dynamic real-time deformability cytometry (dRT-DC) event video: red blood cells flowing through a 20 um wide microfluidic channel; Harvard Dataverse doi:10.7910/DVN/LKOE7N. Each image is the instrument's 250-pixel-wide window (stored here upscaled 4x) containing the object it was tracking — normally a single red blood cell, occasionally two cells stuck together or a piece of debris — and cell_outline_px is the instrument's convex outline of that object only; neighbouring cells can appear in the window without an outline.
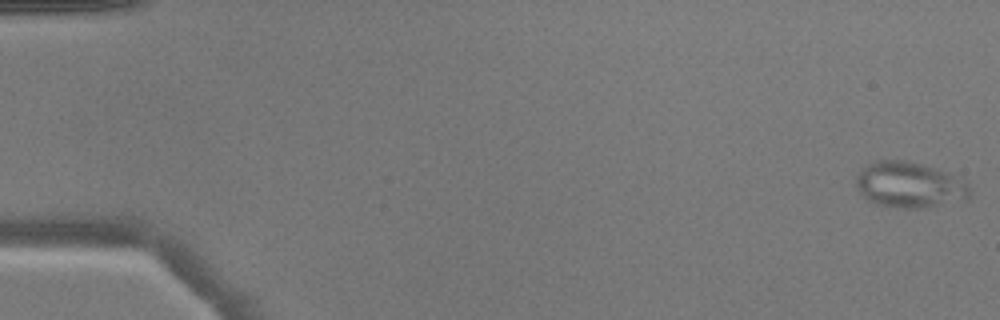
{"species": "common noctule bat (a hibernating species)", "species_latin": "Nyctalus noctula", "temperature_condition": "warm", "stored_images_in_passage": 51, "camera_frame_rate_fps": 3000, "um_per_image_px": 0.085, "animal": {"sex": "male", "body_mass_g": 17.9}, "frame": {"image": 1, "passage_image": 1, "time_ms": 0.0, "image_size_px": [1000, 320], "cell_outline_px": [[972, 196], [968, 200], [924, 208], [896, 208], [876, 204], [868, 200], [856, 188], [856, 176], [868, 164], [876, 160], [904, 160], [920, 164], [944, 172], [968, 184], [972, 192]], "centroid_in_image_um": [77.31, 15.75], "position_along_channel_um": 7.7, "area_um2": 30.29}}
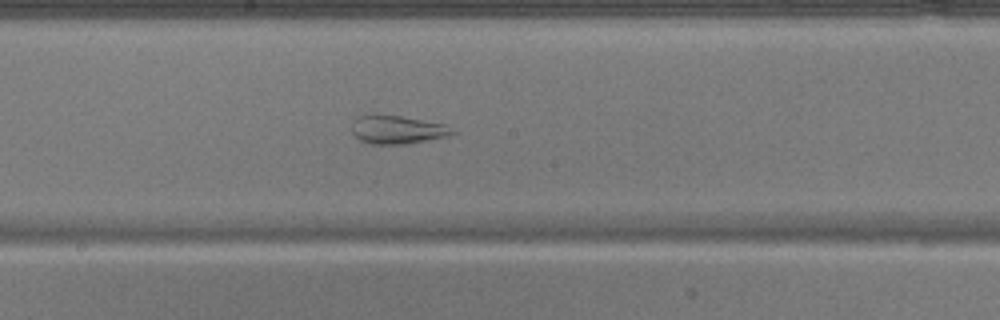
{"frame": {"image": 2, "passage_image": 28, "time_ms": 9.0, "image_size_px": [1000, 320], "cell_outline_px": [[456, 132], [448, 136], [404, 144], [372, 144], [360, 140], [352, 132], [352, 120], [356, 116], [372, 112], [376, 112], [400, 116], [444, 124]], "centroid_in_image_um": [33.67, 10.98], "position_along_channel_um": 214.5, "area_um2": 16.88}}
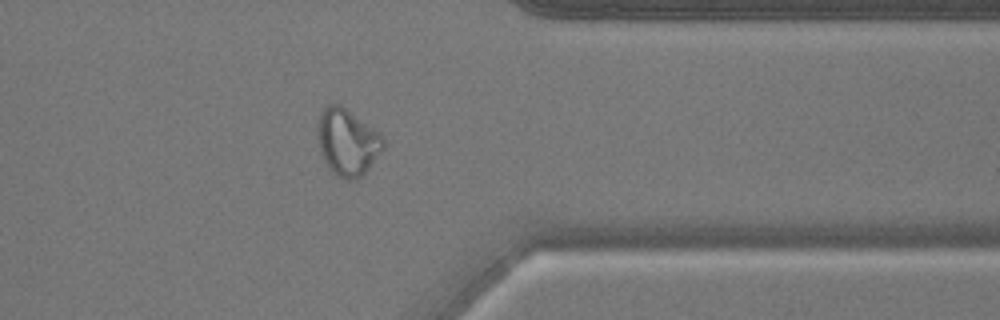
{"frame": {"image": 3, "passage_image": 41, "time_ms": 13.333, "image_size_px": [1000, 320], "cell_outline_px": [[384, 148], [368, 168], [360, 176], [352, 180], [348, 180], [336, 176], [324, 160], [320, 148], [320, 112], [328, 104], [340, 104], [380, 132], [384, 136]], "centroid_in_image_um": [29.58, 12.07], "position_along_channel_um": 381.8, "area_um2": 24.91}}